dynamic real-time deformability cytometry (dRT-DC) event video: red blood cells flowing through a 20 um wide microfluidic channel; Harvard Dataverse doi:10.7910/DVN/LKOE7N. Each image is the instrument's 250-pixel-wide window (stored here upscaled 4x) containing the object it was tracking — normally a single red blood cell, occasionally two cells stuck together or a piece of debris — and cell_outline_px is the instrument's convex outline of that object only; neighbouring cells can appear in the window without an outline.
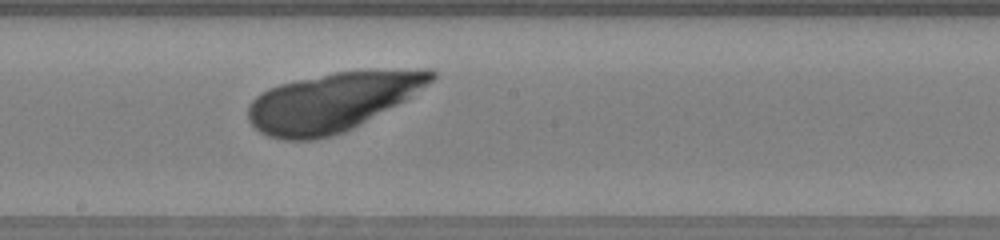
{"species": "human", "species_latin": "Homo sapiens", "temperature_condition": "warm", "stored_images_in_passage": 26, "camera_frame_rate_fps": 3000, "um_per_image_px": 0.085, "donor": {"sex": "female"}, "frame": {"image": 1, "passage_image": 13, "time_ms": 4.0, "image_size_px": [1000, 240], "cell_outline_px": [[436, 76], [432, 80], [404, 100], [352, 128], [344, 132], [332, 136], [312, 140], [284, 140], [268, 136], [260, 132], [248, 120], [248, 104], [256, 96], [268, 88], [280, 84], [336, 72], [420, 68], [432, 68], [436, 72]], "centroid_in_image_um": [28.22, 8.66], "position_along_channel_um": 220.0, "area_um2": 62.14}}
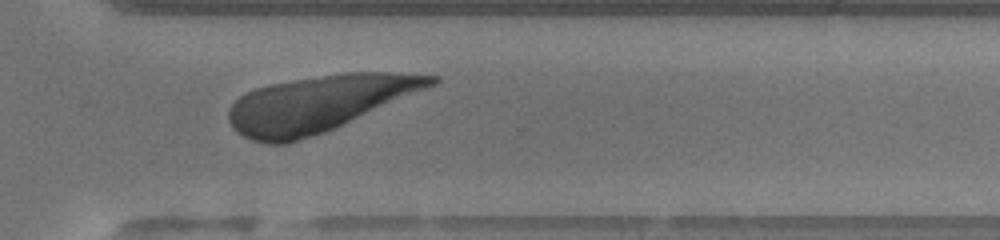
{"frame": {"image": 2, "passage_image": 22, "time_ms": 7.0, "image_size_px": [1000, 240], "cell_outline_px": [[440, 80], [436, 84], [324, 132], [288, 144], [264, 144], [252, 140], [236, 132], [232, 128], [228, 120], [228, 108], [240, 96], [256, 88], [272, 84], [344, 72], [392, 72], [440, 76]], "centroid_in_image_um": [27.06, 8.81], "position_along_channel_um": 343.5, "area_um2": 65.37}}
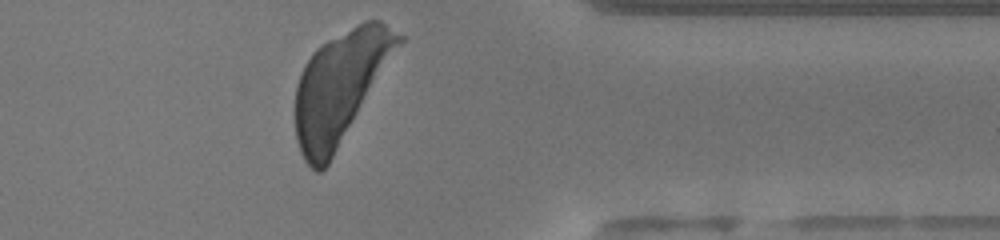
{"frame": {"image": 3, "passage_image": 26, "time_ms": 8.333, "image_size_px": [1000, 240], "cell_outline_px": [[404, 40], [328, 164], [320, 172], [316, 172], [304, 160], [300, 152], [296, 140], [296, 84], [300, 72], [304, 64], [312, 52], [316, 48], [328, 40], [364, 20], [380, 20], [404, 36]], "centroid_in_image_um": [28.9, 7.36], "position_along_channel_um": 382.5, "area_um2": 66.01}}